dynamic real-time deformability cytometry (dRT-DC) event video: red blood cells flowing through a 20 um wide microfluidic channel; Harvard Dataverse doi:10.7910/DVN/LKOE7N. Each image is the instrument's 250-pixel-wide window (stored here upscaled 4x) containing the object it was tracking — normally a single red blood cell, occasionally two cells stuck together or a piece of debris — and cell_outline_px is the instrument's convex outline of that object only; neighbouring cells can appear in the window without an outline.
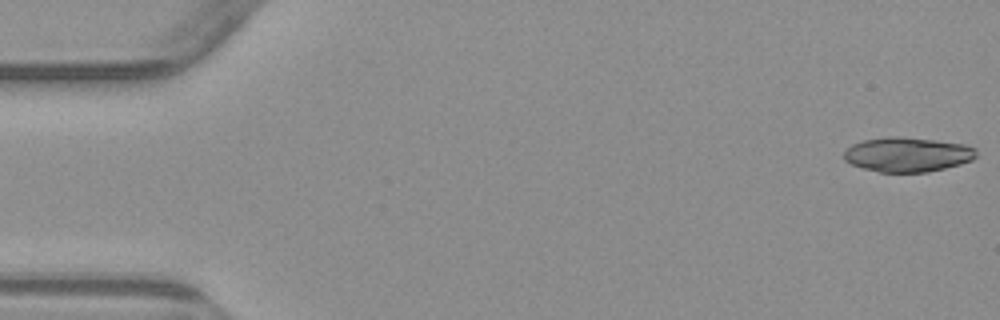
{"species": "common noctule bat (a hibernating species)", "species_latin": "Nyctalus noctula", "temperature_condition": "warm", "stored_images_in_passage": 4, "segment_of_instrument_passage": [2, 2], "camera_frame_rate_fps": 3000, "um_per_image_px": 0.085, "animal": {"sex": "male", "body_mass_g": 23.1, "forearm_length_mm": 52.7}, "frame": {"image": 1, "passage_image": 4, "time_ms": 4.333, "image_size_px": [1000, 320], "cell_outline_px": [[976, 156], [972, 160], [960, 164], [928, 172], [880, 172], [864, 168], [852, 164], [844, 160], [844, 152], [852, 144], [864, 140], [888, 136], [896, 136], [932, 140], [964, 144], [976, 148]], "centroid_in_image_um": [77.13, 13.13], "position_along_channel_um": 7.9, "area_um2": 26.47}}